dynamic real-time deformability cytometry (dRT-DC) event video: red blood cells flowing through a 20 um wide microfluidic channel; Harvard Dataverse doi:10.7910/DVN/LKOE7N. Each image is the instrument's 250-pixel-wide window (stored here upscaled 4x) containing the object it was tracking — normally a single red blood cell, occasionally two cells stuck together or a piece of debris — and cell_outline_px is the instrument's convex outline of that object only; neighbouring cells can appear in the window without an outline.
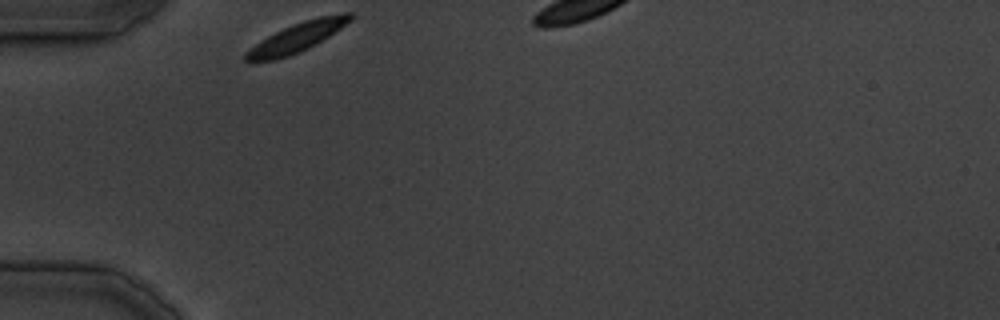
{"species": "common noctule bat (a hibernating species)", "species_latin": "Nyctalus noctula", "temperature_condition": "cold", "stored_images_in_passage": 6, "camera_frame_rate_fps": 3000, "um_per_image_px": 0.085, "animal": {"sex": "male", "body_mass_g": 19.5, "forearm_length_mm": 54.6}, "frame": {"image": 1, "passage_image": 1, "time_ms": 0.0, "image_size_px": [1000, 320], "cell_outline_px": [[356, 16], [352, 20], [316, 44], [300, 52], [276, 60], [244, 60], [244, 52], [268, 36], [292, 24], [304, 20], [320, 16], [344, 12], [352, 12]], "centroid_in_image_um": [25.3, 3.15], "position_along_channel_um": 59.7, "area_um2": 17.63}}
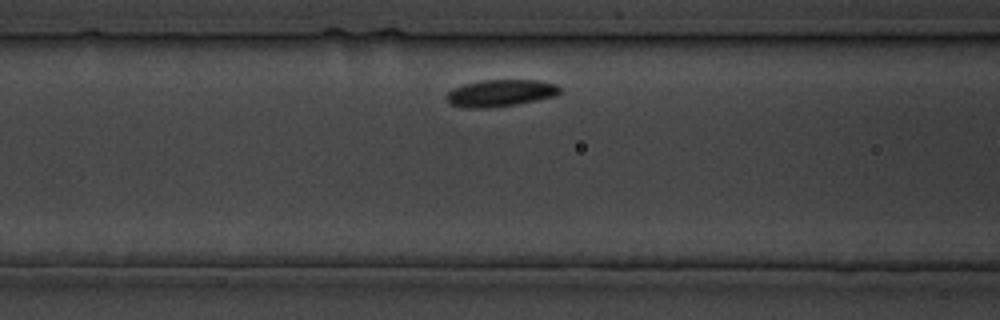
{"frame": {"image": 2, "passage_image": 5, "time_ms": 5.667, "image_size_px": [1000, 320], "cell_outline_px": [[560, 92], [556, 96], [516, 104], [488, 108], [460, 108], [448, 104], [444, 100], [444, 96], [452, 88], [464, 84], [480, 80], [536, 80], [556, 84], [560, 88]], "centroid_in_image_um": [42.45, 7.92], "position_along_channel_um": 124.2, "area_um2": 18.09}}